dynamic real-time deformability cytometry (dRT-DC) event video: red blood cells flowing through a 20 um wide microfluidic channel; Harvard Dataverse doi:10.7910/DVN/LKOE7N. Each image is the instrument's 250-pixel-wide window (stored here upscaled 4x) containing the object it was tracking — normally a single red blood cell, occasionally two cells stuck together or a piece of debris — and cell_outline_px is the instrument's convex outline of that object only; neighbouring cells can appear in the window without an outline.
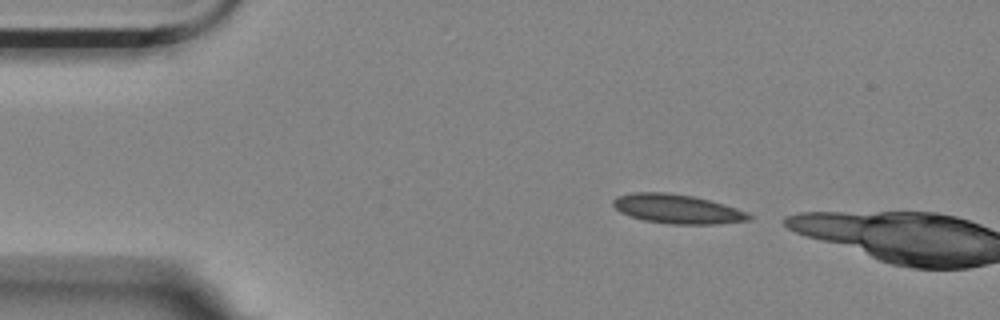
{"species": "Egyptian fruit bat (a non-hibernating species)", "species_latin": "Rousettus aegyptiacus", "temperature_condition": "room temperature", "stored_images_in_passage": 2, "camera_frame_rate_fps": 3000, "um_per_image_px": 0.085, "animal": {"sex": "female"}, "frame": {"image": 1, "passage_image": 1, "time_ms": 0.0, "image_size_px": [1000, 320], "cell_outline_px": [[752, 220], [716, 224], [672, 224], [644, 220], [620, 212], [612, 204], [612, 200], [616, 196], [632, 192], [668, 192], [696, 196], [724, 204], [748, 212], [752, 216]], "centroid_in_image_um": [57.58, 17.75], "position_along_channel_um": 27.4, "area_um2": 23.29}}